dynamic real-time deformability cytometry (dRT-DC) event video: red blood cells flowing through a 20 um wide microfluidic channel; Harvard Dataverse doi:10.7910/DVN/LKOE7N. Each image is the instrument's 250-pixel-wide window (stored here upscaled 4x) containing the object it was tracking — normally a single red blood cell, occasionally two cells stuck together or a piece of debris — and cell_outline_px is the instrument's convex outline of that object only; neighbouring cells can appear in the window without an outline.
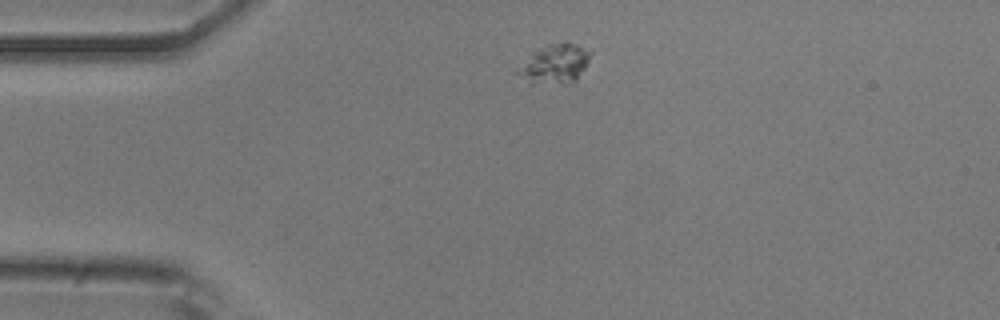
{"species": "common noctule bat (a hibernating species)", "species_latin": "Nyctalus noctula", "temperature_condition": "room temperature", "stored_images_in_passage": 2, "camera_frame_rate_fps": 3000, "um_per_image_px": 0.085, "animal": {"sex": "male", "body_mass_g": 20.5, "forearm_length_mm": 52.5}, "frame": {"image": 1, "passage_image": 1, "time_ms": 0.0, "image_size_px": [1000, 320], "cell_outline_px": [[592, 52], [584, 68], [576, 80], [572, 84], [564, 84], [532, 80], [524, 72], [524, 68], [528, 52], [548, 44], [564, 40], [568, 40], [580, 44]], "centroid_in_image_um": [47.36, 5.3], "position_along_channel_um": 37.6, "area_um2": 15.84}}